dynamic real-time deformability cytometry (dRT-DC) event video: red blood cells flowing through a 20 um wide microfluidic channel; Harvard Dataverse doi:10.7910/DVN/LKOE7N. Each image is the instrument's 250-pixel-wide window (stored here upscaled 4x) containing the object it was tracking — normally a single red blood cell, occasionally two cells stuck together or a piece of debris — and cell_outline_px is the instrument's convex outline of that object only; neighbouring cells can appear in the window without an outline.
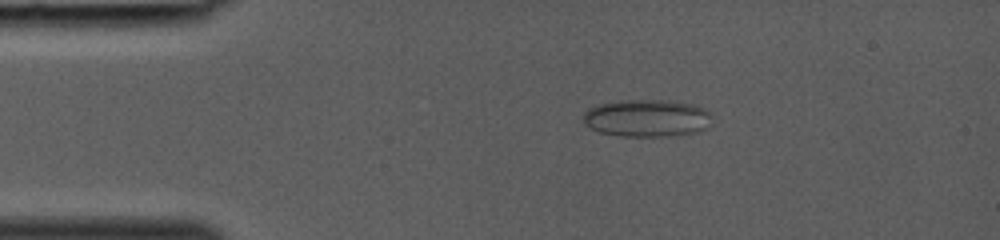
{"species": "common noctule bat (a hibernating species)", "species_latin": "Nyctalus noctula", "temperature_condition": "room temperature", "stored_images_in_passage": 32, "camera_frame_rate_fps": 3000, "um_per_image_px": 0.085, "animal": {"sex": "female", "body_mass_g": 19.0, "forearm_length_mm": 53.3}, "frame": {"image": 1, "passage_image": 1, "time_ms": 0.0, "image_size_px": [1000, 240], "cell_outline_px": [[712, 116], [708, 128], [700, 132], [668, 136], [620, 136], [600, 132], [584, 124], [584, 112], [588, 108], [600, 104], [628, 100], [668, 100], [692, 104], [704, 108], [712, 112]], "centroid_in_image_um": [55.05, 10.04], "position_along_channel_um": 30.0, "area_um2": 28.21}}
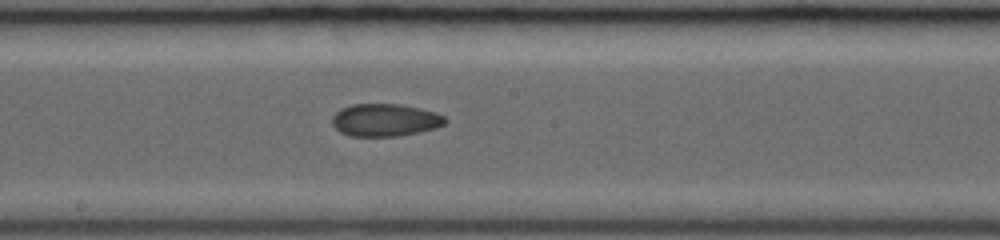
{"frame": {"image": 2, "passage_image": 15, "time_ms": 4.667, "image_size_px": [1000, 240], "cell_outline_px": [[448, 120], [444, 124], [436, 128], [396, 136], [348, 136], [340, 132], [332, 124], [332, 116], [340, 108], [352, 104], [400, 104], [420, 108], [436, 112], [444, 116]], "centroid_in_image_um": [32.71, 10.19], "position_along_channel_um": 215.5, "area_um2": 21.5}}
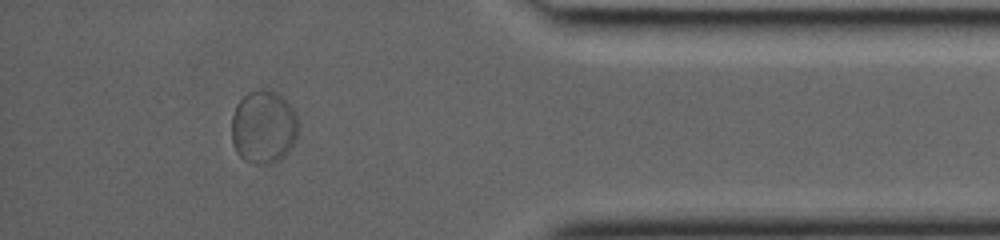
{"frame": {"image": 3, "passage_image": 28, "time_ms": 9.0, "image_size_px": [1000, 240], "cell_outline_px": [[300, 124], [296, 136], [288, 152], [280, 160], [264, 164], [256, 164], [244, 160], [236, 152], [232, 144], [232, 116], [236, 104], [248, 92], [268, 88], [284, 96], [296, 112]], "centroid_in_image_um": [22.42, 10.77], "position_along_channel_um": 412.8, "area_um2": 28.9}}